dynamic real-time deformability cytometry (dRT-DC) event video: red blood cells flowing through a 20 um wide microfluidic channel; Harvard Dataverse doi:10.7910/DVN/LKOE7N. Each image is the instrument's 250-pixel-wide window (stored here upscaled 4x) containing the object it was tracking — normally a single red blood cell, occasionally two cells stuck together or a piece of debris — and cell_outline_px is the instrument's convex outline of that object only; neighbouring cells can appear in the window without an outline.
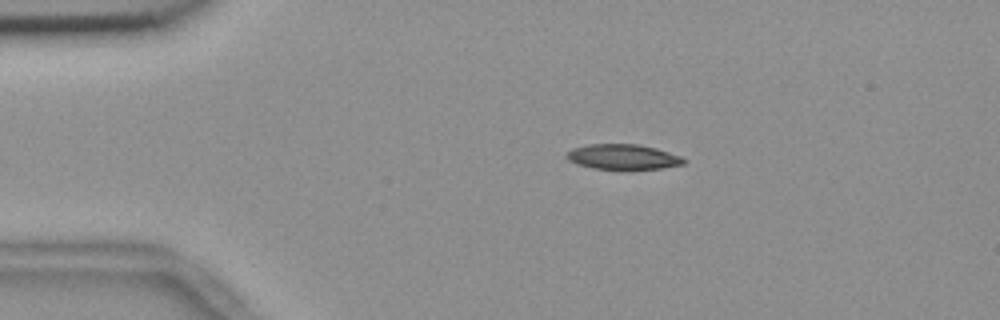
{"species": "common noctule bat (a hibernating species)", "species_latin": "Nyctalus noctula", "temperature_condition": "room temperature", "stored_images_in_passage": 45, "camera_frame_rate_fps": 3000, "um_per_image_px": 0.085, "animal": {"sex": "female", "body_mass_g": 18.4}, "frame": {"image": 1, "passage_image": 1, "time_ms": 0.0, "image_size_px": [1000, 320], "cell_outline_px": [[684, 164], [660, 168], [592, 168], [568, 160], [568, 152], [572, 148], [588, 144], [636, 144], [656, 148], [680, 156], [684, 160]], "centroid_in_image_um": [52.94, 13.31], "position_along_channel_um": 32.1, "area_um2": 16.59}}
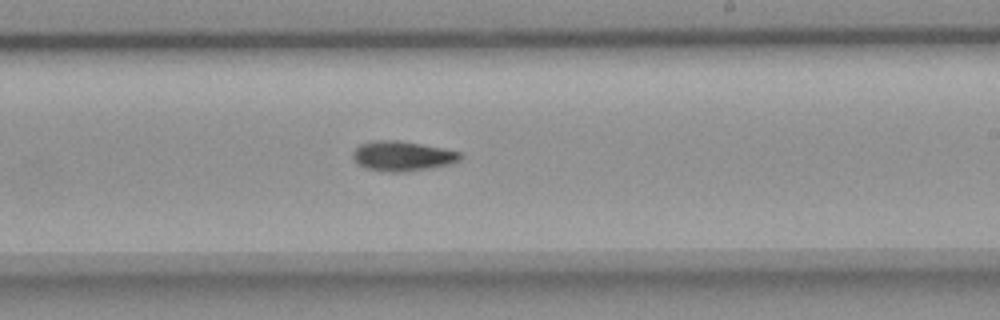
{"frame": {"image": 2, "passage_image": 23, "time_ms": 7.333, "image_size_px": [1000, 320], "cell_outline_px": [[460, 160], [452, 164], [404, 172], [388, 172], [364, 168], [352, 156], [352, 152], [360, 144], [376, 140], [396, 140], [444, 148], [460, 152]], "centroid_in_image_um": [34.2, 13.26], "position_along_channel_um": 254.8, "area_um2": 18.55}}
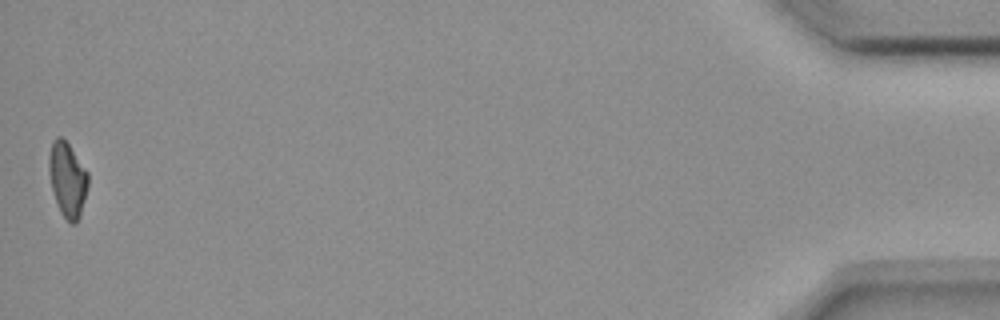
{"frame": {"image": 3, "passage_image": 45, "time_ms": 14.667, "image_size_px": [1000, 320], "cell_outline_px": [[88, 184], [80, 216], [76, 224], [72, 224], [60, 212], [56, 204], [52, 188], [48, 168], [48, 156], [52, 140], [56, 136], [64, 136], [88, 172]], "centroid_in_image_um": [5.72, 15.2], "position_along_channel_um": 429.5, "area_um2": 17.28}, "authors_computed_cell_mechanics": {"area_um2": 17.8602, "velocity_mm_per_s": 3.6716, "shape_relaxation_time_tau1_ms": 5.7069, "shape_relaxation_time_tau2_ms": null, "deformation_change_tau1": 0.1533, "deformation_change_tau2": null}}